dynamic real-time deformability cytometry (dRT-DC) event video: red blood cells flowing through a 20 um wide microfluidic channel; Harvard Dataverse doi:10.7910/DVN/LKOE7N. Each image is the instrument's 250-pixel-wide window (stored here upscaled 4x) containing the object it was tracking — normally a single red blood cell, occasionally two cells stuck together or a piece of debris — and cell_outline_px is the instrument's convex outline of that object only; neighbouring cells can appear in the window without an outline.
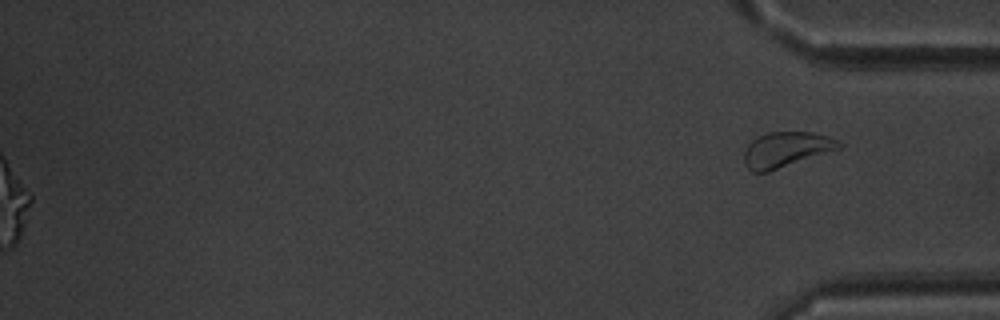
{"species": "common noctule bat (a hibernating species)", "species_latin": "Nyctalus noctula", "temperature_condition": "warm", "stored_images_in_passage": 45, "segment_of_instrument_passage": [2, 2], "camera_frame_rate_fps": 3000, "um_per_image_px": 0.085, "animal": {"sex": "male", "body_mass_g": 20.1, "forearm_length_mm": 53.5}, "frame": {"image": 1, "passage_image": 45, "time_ms": 14.667, "image_size_px": [1000, 320], "cell_outline_px": [[844, 144], [840, 148], [768, 172], [752, 172], [744, 164], [744, 152], [748, 144], [756, 136], [768, 132], [812, 132], [828, 136], [840, 140]], "centroid_in_image_um": [66.81, 12.7], "position_along_channel_um": 368.4, "area_um2": 19.54}}